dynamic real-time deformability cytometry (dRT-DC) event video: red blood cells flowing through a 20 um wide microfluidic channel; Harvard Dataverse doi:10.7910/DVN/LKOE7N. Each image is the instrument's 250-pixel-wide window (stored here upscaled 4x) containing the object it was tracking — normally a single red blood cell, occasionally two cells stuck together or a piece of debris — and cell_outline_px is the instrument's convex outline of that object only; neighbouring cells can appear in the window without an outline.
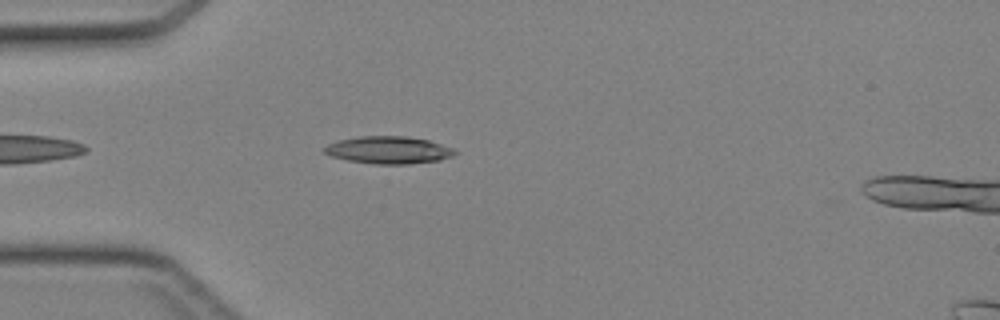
{"species": "Egyptian fruit bat (a non-hibernating species)", "species_latin": "Rousettus aegyptiacus", "temperature_condition": "cold", "stored_images_in_passage": 31, "camera_frame_rate_fps": 3000, "um_per_image_px": 0.085, "animal": {"sex": "female"}, "frame": {"image": 1, "passage_image": 5, "time_ms": 1.333, "image_size_px": [1000, 320], "cell_outline_px": [[456, 152], [452, 156], [440, 160], [408, 164], [372, 164], [348, 160], [332, 156], [324, 152], [324, 148], [328, 144], [340, 140], [360, 136], [408, 136], [428, 140], [452, 148]], "centroid_in_image_um": [33.03, 12.75], "position_along_channel_um": 52.0, "area_um2": 20.63}}
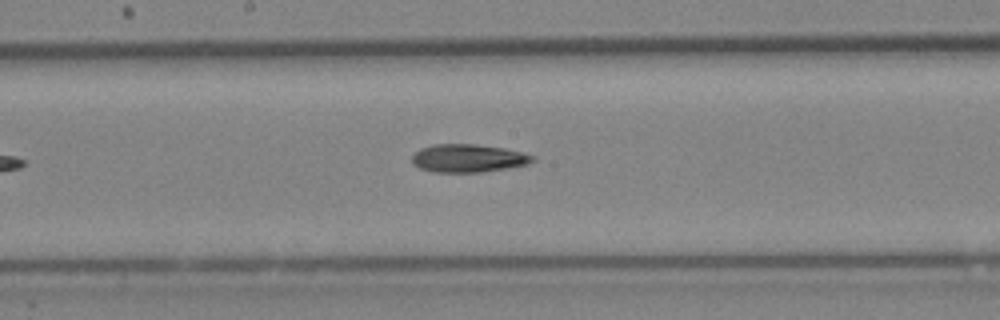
{"frame": {"image": 2, "passage_image": 16, "time_ms": 5.0, "image_size_px": [1000, 320], "cell_outline_px": [[536, 160], [528, 164], [480, 172], [436, 172], [420, 168], [412, 164], [412, 156], [420, 148], [432, 144], [476, 144], [504, 148], [524, 152], [536, 156]], "centroid_in_image_um": [39.81, 13.44], "position_along_channel_um": 208.4, "area_um2": 19.77}}
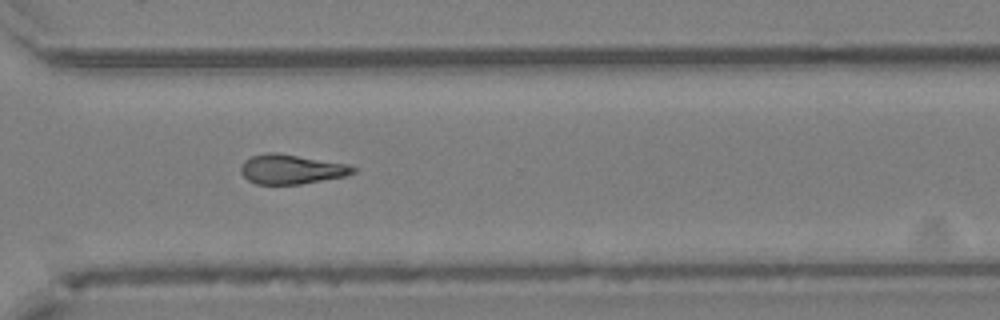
{"frame": {"image": 3, "passage_image": 25, "time_ms": 8.0, "image_size_px": [1000, 320], "cell_outline_px": [[356, 172], [344, 176], [300, 184], [256, 184], [248, 180], [240, 172], [240, 168], [244, 160], [252, 156], [264, 152], [276, 152], [348, 164], [356, 168]], "centroid_in_image_um": [24.73, 14.38], "position_along_channel_um": 345.9, "area_um2": 19.31}}